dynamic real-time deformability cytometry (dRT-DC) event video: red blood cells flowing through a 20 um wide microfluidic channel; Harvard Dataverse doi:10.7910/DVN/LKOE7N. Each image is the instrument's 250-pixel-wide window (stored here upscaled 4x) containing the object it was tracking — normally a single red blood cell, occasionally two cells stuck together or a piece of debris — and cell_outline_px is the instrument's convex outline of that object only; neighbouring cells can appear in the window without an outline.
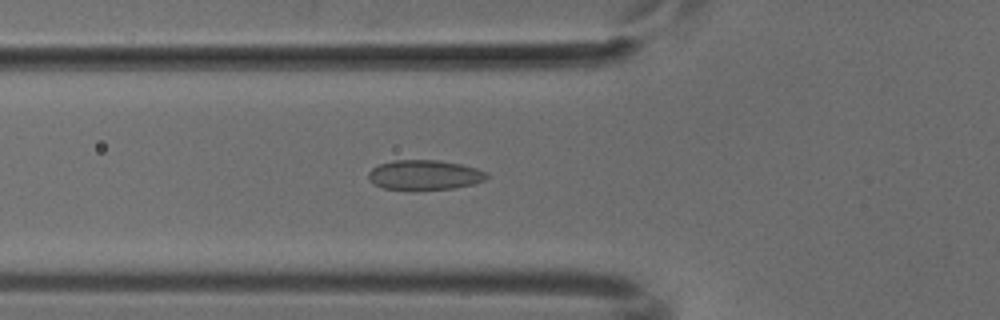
{"species": "common noctule bat (a hibernating species)", "species_latin": "Nyctalus noctula", "temperature_condition": "cold", "stored_images_in_passage": 50, "camera_frame_rate_fps": 3000, "um_per_image_px": 0.085, "animal": {"sex": "male", "body_mass_g": 18.8}, "frame": {"image": 1, "passage_image": 17, "time_ms": 5.333, "image_size_px": [1000, 320], "cell_outline_px": [[488, 176], [484, 180], [472, 184], [452, 188], [384, 188], [368, 180], [368, 172], [372, 168], [380, 164], [396, 160], [440, 160], [460, 164], [476, 168], [488, 172]], "centroid_in_image_um": [36.1, 14.84], "position_along_channel_um": 89.7, "area_um2": 20.0}}
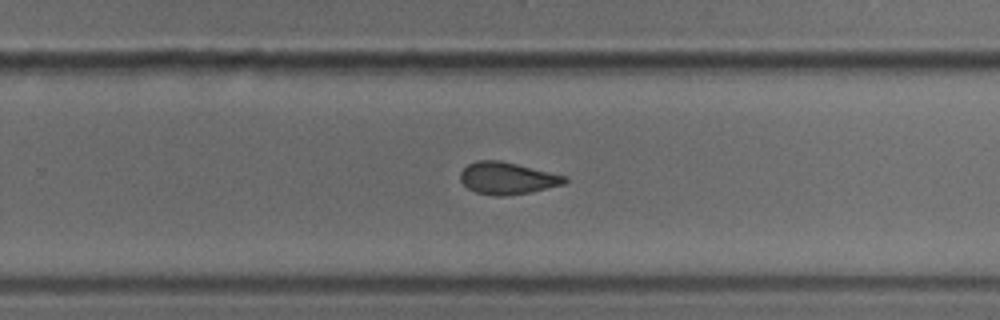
{"frame": {"image": 2, "passage_image": 32, "time_ms": 10.333, "image_size_px": [1000, 320], "cell_outline_px": [[568, 180], [564, 184], [528, 192], [504, 196], [496, 196], [476, 192], [468, 188], [460, 180], [460, 172], [468, 164], [476, 160], [500, 160], [568, 176]], "centroid_in_image_um": [43.11, 15.14], "position_along_channel_um": 286.7, "area_um2": 19.42}}
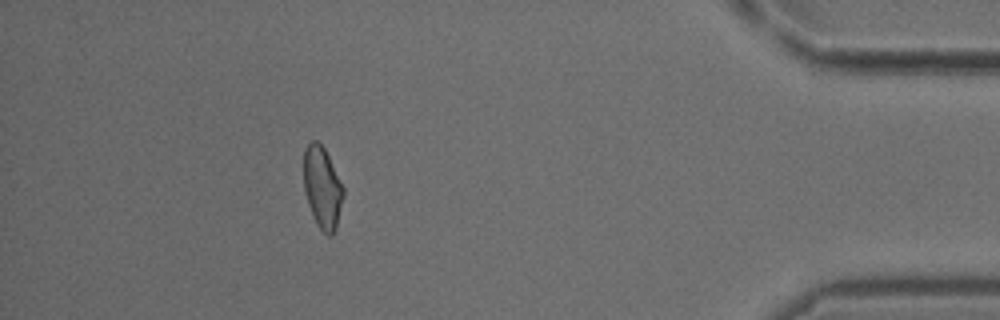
{"frame": {"image": 3, "passage_image": 45, "time_ms": 14.667, "image_size_px": [1000, 320], "cell_outline_px": [[344, 196], [336, 228], [332, 236], [328, 236], [316, 224], [308, 204], [304, 192], [304, 148], [312, 140], [316, 140], [324, 148], [344, 188]], "centroid_in_image_um": [27.4, 15.96], "position_along_channel_um": 407.8, "area_um2": 18.84}}